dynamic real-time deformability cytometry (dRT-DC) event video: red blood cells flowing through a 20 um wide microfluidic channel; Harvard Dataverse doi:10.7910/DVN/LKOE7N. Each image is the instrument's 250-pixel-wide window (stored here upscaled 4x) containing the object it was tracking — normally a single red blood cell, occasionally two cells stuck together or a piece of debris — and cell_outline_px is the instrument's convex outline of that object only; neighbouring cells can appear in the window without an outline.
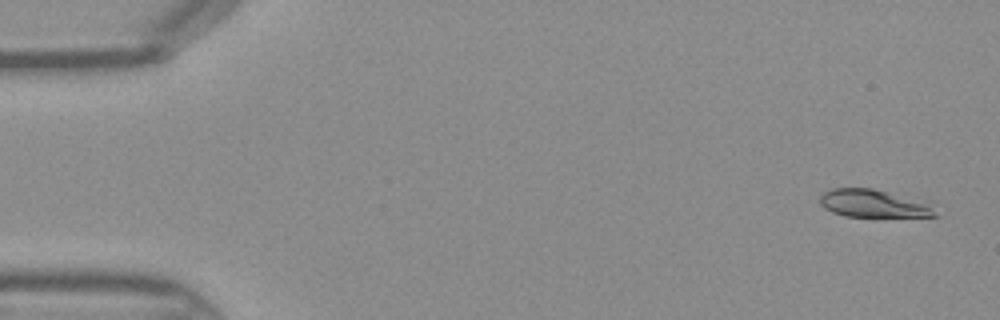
{"species": "Egyptian fruit bat (a non-hibernating species)", "species_latin": "Rousettus aegyptiacus", "temperature_condition": "warm", "stored_images_in_passage": 45, "camera_frame_rate_fps": 3000, "um_per_image_px": 0.085, "frame": {"image": 1, "passage_image": 2, "time_ms": 0.333, "image_size_px": [1000, 320], "cell_outline_px": [[940, 216], [844, 216], [832, 212], [824, 208], [820, 204], [820, 196], [824, 192], [832, 188], [872, 188], [932, 200]], "centroid_in_image_um": [74.41, 17.28], "position_along_channel_um": 10.6, "area_um2": 19.42}}
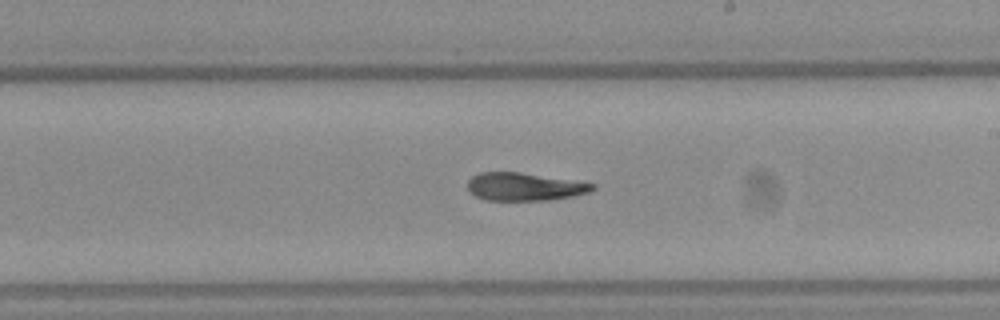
{"frame": {"image": 2, "passage_image": 26, "time_ms": 8.333, "image_size_px": [1000, 320], "cell_outline_px": [[596, 188], [588, 192], [572, 196], [548, 200], [484, 200], [468, 192], [468, 180], [472, 176], [480, 172], [520, 172], [596, 184]], "centroid_in_image_um": [44.54, 15.87], "position_along_channel_um": 244.5, "area_um2": 20.23}}
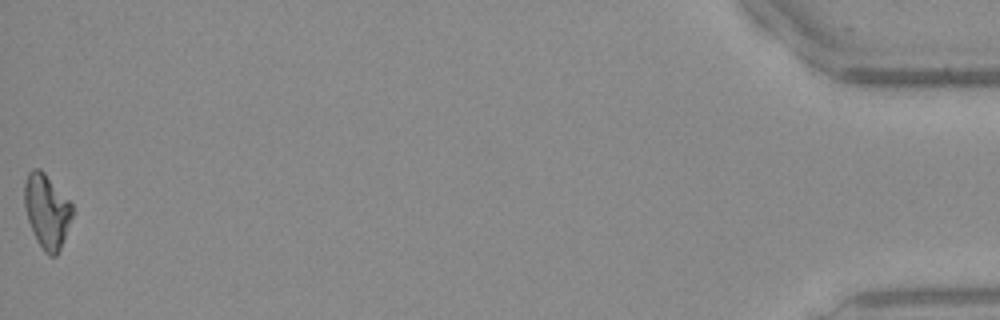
{"frame": {"image": 3, "passage_image": 45, "time_ms": 14.667, "image_size_px": [1000, 320], "cell_outline_px": [[72, 216], [60, 248], [56, 256], [48, 256], [44, 252], [36, 240], [28, 220], [24, 204], [24, 184], [28, 172], [32, 168], [40, 168], [44, 172], [72, 204]], "centroid_in_image_um": [3.95, 17.93], "position_along_channel_um": 431.2, "area_um2": 20.46}}